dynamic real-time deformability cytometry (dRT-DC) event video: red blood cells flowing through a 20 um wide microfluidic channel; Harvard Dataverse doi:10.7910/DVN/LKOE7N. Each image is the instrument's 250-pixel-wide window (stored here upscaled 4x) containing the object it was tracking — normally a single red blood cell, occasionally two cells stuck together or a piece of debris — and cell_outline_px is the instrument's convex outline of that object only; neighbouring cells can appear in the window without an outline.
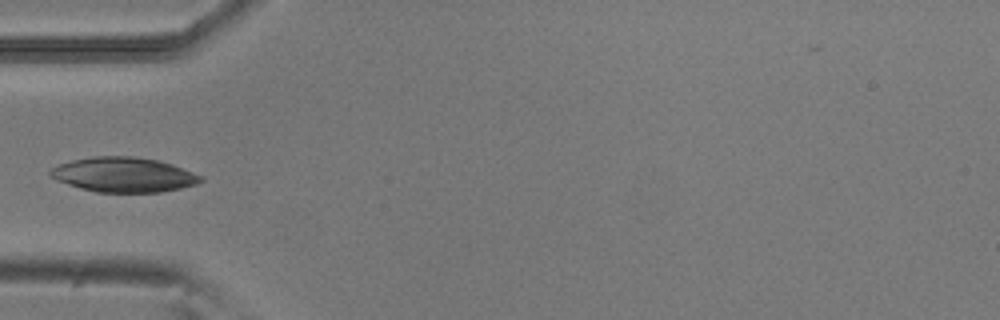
{"species": "common noctule bat (a hibernating species)", "species_latin": "Nyctalus noctula", "temperature_condition": "room temperature", "stored_images_in_passage": 4, "camera_frame_rate_fps": 3000, "um_per_image_px": 0.085, "animal": {"sex": "male", "body_mass_g": 20.5, "forearm_length_mm": 52.5}, "frame": {"image": 1, "passage_image": 4, "time_ms": 1.0, "image_size_px": [1000, 320], "cell_outline_px": [[204, 180], [196, 184], [180, 188], [160, 192], [96, 192], [80, 188], [56, 180], [48, 176], [48, 172], [52, 168], [60, 164], [72, 160], [92, 156], [132, 156], [156, 160], [172, 164], [204, 176]], "centroid_in_image_um": [10.51, 14.85], "position_along_channel_um": 74.5, "area_um2": 30.52}}